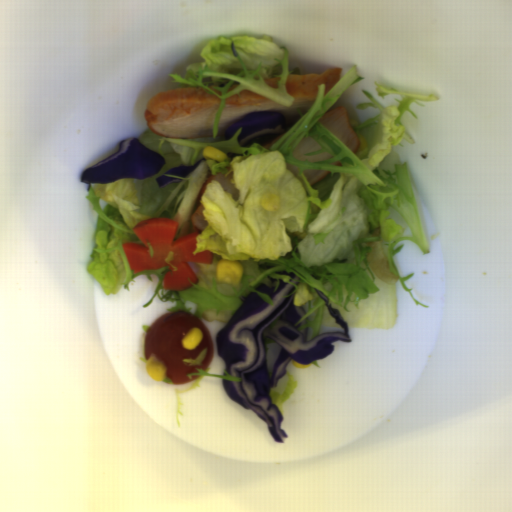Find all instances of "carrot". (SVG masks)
Instances as JSON below:
<instances>
[{"label": "carrot", "mask_w": 512, "mask_h": 512, "mask_svg": "<svg viewBox=\"0 0 512 512\" xmlns=\"http://www.w3.org/2000/svg\"><path fill=\"white\" fill-rule=\"evenodd\" d=\"M179 228L178 222L165 217L143 219L133 226L134 234L144 246L125 242L122 250L134 274L143 269L167 267L162 280L165 290L180 291L193 286L190 282L197 283L187 262L212 264L213 253L207 250L193 253L197 235H200L198 229L190 234L183 233L174 241Z\"/></svg>", "instance_id": "b8716197"}]
</instances>
